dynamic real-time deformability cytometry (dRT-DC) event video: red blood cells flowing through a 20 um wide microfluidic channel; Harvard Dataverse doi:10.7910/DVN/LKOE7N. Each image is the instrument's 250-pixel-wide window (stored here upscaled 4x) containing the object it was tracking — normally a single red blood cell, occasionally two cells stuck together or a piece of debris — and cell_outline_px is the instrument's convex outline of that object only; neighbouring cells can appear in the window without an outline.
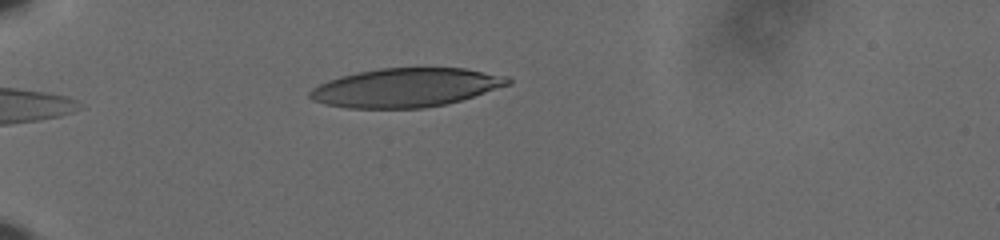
{"species": "human", "species_latin": "Homo sapiens", "temperature_condition": "cold", "stored_images_in_passage": 41, "camera_frame_rate_fps": 3000, "um_per_image_px": 0.085, "donor": {"sex": "male"}, "frame": {"image": 1, "passage_image": 1, "time_ms": 0.0, "image_size_px": [1000, 240], "cell_outline_px": [[512, 84], [460, 100], [444, 104], [424, 108], [348, 108], [324, 104], [312, 100], [308, 96], [308, 92], [312, 88], [328, 80], [340, 76], [356, 72], [380, 68], [464, 68], [508, 76], [512, 80]], "centroid_in_image_um": [34.48, 7.44], "position_along_channel_um": 50.5, "area_um2": 44.85}}
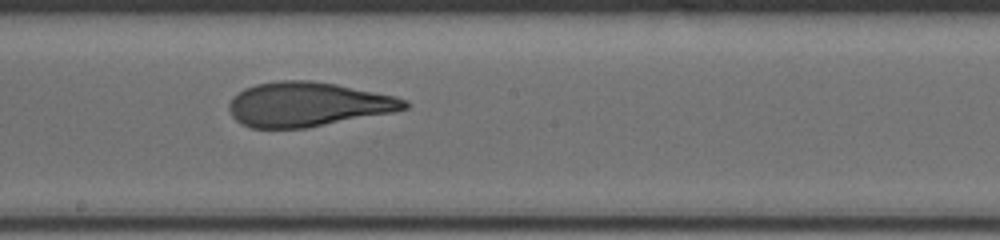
{"frame": {"image": 2, "passage_image": 18, "time_ms": 5.667, "image_size_px": [1000, 240], "cell_outline_px": [[408, 108], [392, 112], [308, 128], [252, 128], [240, 124], [232, 116], [228, 108], [228, 104], [244, 88], [256, 84], [280, 80], [312, 80], [336, 84], [396, 96], [408, 100]], "centroid_in_image_um": [26.16, 8.87], "position_along_channel_um": 222.0, "area_um2": 45.43}}
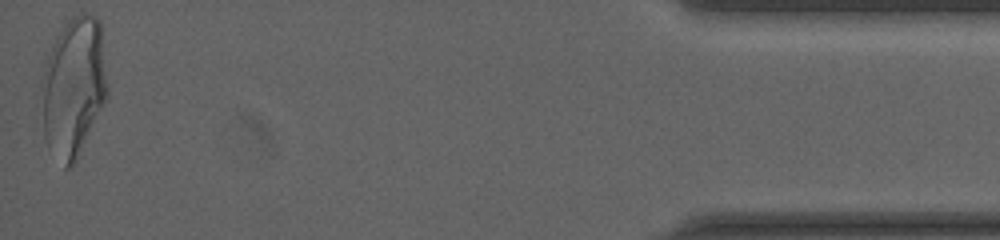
{"frame": {"image": 3, "passage_image": 41, "time_ms": 13.333, "image_size_px": [1000, 240], "cell_outline_px": [[108, 96], [80, 156], [68, 168], [64, 168], [48, 144], [44, 136], [40, 88], [40, 84], [48, 56], [52, 44], [56, 36], [68, 20], [72, 16], [80, 12], [84, 12], [96, 16], [100, 20], [108, 84]], "centroid_in_image_um": [6.27, 7.38], "position_along_channel_um": 428.9, "area_um2": 54.22}, "authors_computed_cell_mechanics": {"area_um2": 45.4308, "velocity_mm_per_s": 3.6359, "shape_relaxation_time_tau1_ms": 6.3918, "shape_relaxation_time_tau2_ms": 1.3117, "deformation_change_tau1": 0.2522, "deformation_change_tau2": 0.0971}}